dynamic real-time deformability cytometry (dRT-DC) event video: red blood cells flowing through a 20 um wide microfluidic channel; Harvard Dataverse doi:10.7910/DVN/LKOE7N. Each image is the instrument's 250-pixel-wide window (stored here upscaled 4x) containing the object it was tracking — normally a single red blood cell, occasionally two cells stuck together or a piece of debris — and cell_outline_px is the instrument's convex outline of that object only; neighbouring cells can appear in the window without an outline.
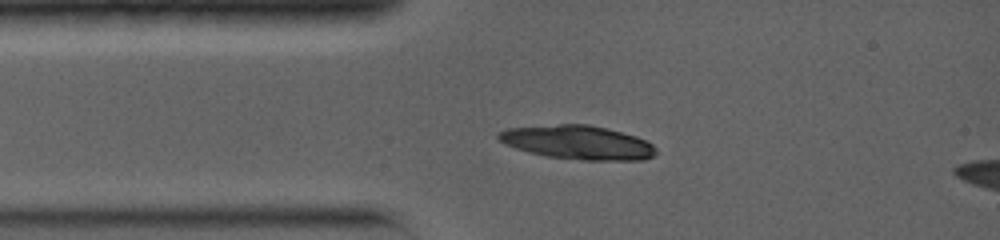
{"species": "common noctule bat (a hibernating species)", "species_latin": "Nyctalus noctula", "temperature_condition": "warm", "stored_images_in_passage": 4, "camera_frame_rate_fps": 5000, "um_per_image_px": 0.085, "animal": {"sex": "female", "body_mass_g": 19.0, "forearm_length_mm": 56.7}, "frame": {"image": 1, "passage_image": 4, "time_ms": 2.4, "image_size_px": [1000, 240], "cell_outline_px": [[656, 152], [652, 156], [644, 160], [584, 160], [544, 156], [528, 152], [504, 144], [496, 136], [500, 132], [508, 128], [560, 124], [588, 124], [608, 128], [636, 136], [652, 144], [656, 148]], "centroid_in_image_um": [49.11, 12.11], "position_along_channel_um": 35.9, "area_um2": 31.04}}